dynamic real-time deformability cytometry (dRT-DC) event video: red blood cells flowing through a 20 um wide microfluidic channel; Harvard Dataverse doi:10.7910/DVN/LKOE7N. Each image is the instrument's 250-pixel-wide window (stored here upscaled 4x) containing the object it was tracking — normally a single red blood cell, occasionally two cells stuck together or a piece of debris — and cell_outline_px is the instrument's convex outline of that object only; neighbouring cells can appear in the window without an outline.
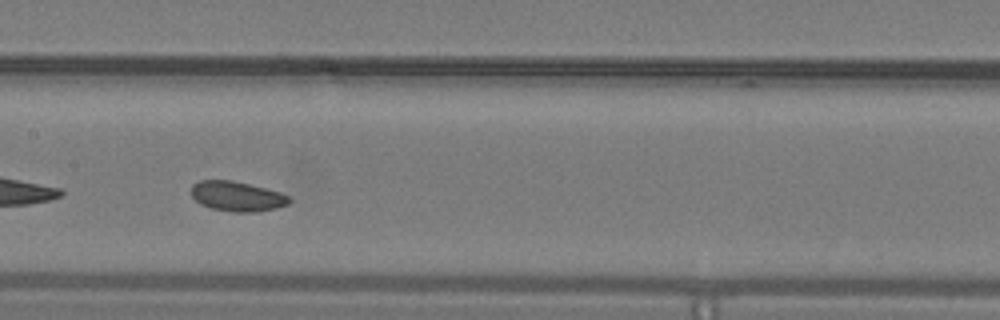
{"species": "common noctule bat (a hibernating species)", "species_latin": "Nyctalus noctula", "temperature_condition": "warm", "stored_images_in_passage": 38, "camera_frame_rate_fps": 3000, "um_per_image_px": 0.085, "animal": {"sex": "male", "body_mass_g": 19.2, "forearm_length_mm": 51.8}, "frame": {"image": 1, "passage_image": 12, "time_ms": 3.667, "image_size_px": [1000, 320], "cell_outline_px": [[292, 200], [288, 204], [276, 208], [256, 212], [232, 212], [212, 208], [200, 204], [192, 196], [192, 184], [200, 180], [232, 180], [280, 192], [288, 196]], "centroid_in_image_um": [20.15, 16.69], "position_along_channel_um": 187.3, "area_um2": 16.99}, "authors_computed_cell_mechanics": {"area_um2": 17.4556, "velocity_mm_per_s": 4.0788, "shape_relaxation_time_tau1_ms": null, "shape_relaxation_time_tau2_ms": 9.3893, "deformation_change_tau1": null, "deformation_change_tau2": 0.1461}}